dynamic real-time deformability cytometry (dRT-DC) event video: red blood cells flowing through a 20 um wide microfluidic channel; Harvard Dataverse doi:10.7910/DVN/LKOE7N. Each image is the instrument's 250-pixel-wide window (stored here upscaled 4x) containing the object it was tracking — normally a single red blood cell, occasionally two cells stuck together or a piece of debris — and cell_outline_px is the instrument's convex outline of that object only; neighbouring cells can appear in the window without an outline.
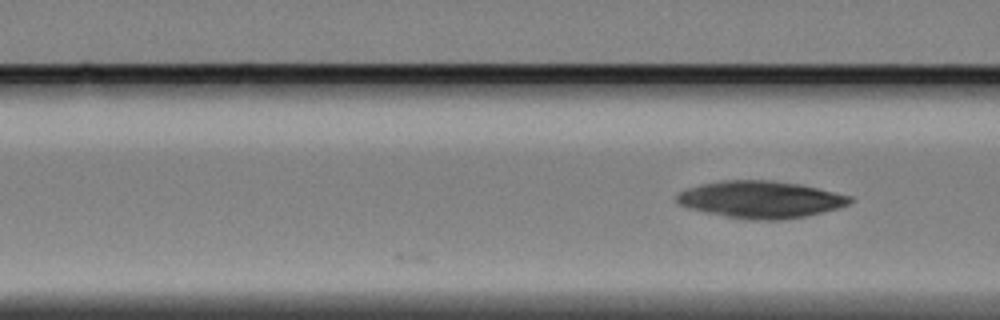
{"species": "Egyptian fruit bat (a non-hibernating species)", "species_latin": "Rousettus aegyptiacus", "temperature_condition": "cold", "stored_images_in_passage": 7, "camera_frame_rate_fps": 3000, "um_per_image_px": 0.085, "animal": {"sex": "female"}, "frame": {"image": 1, "passage_image": 7, "time_ms": 2.0, "image_size_px": [1000, 320], "cell_outline_px": [[852, 200], [848, 204], [824, 212], [808, 216], [780, 220], [744, 220], [704, 212], [688, 208], [680, 204], [676, 200], [676, 196], [680, 192], [688, 188], [704, 184], [728, 180], [772, 180], [800, 184], [852, 196]], "centroid_in_image_um": [64.66, 16.97], "position_along_channel_um": 101.9, "area_um2": 37.34}}